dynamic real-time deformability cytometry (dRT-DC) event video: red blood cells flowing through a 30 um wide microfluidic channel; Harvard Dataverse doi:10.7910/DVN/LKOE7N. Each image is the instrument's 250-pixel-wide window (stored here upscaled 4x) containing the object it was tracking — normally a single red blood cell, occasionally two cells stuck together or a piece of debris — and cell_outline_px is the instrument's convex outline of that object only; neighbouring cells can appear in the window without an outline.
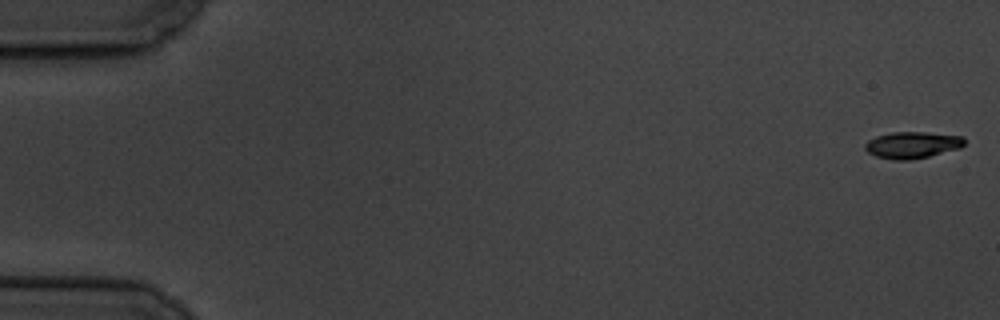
{"species": "common noctule bat (a hibernating species)", "species_latin": "Nyctalus noctula", "temperature_condition": "cold", "stored_images_in_passage": 18, "camera_frame_rate_fps": 3000, "um_per_image_px": 0.085, "animal": {"sex": "male", "body_mass_g": 19.5, "forearm_length_mm": 54.6}, "frame": {"image": 1, "passage_image": 1, "time_ms": 0.0, "image_size_px": [1000, 320], "cell_outline_px": [[964, 144], [960, 148], [912, 160], [892, 160], [876, 156], [868, 152], [864, 148], [864, 144], [868, 140], [876, 136], [892, 132], [924, 132], [964, 136]], "centroid_in_image_um": [77.52, 12.32], "position_along_channel_um": 7.5, "area_um2": 15.43}}
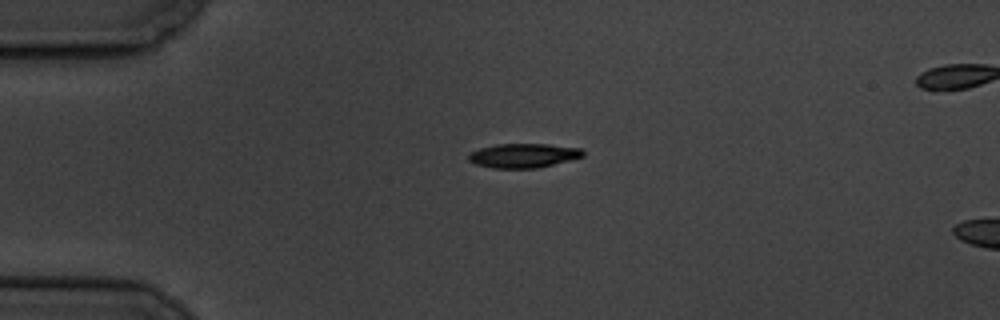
{"frame": {"image": 2, "passage_image": 14, "time_ms": 4.333, "image_size_px": [1000, 320], "cell_outline_px": [[584, 156], [536, 168], [492, 168], [476, 164], [468, 160], [468, 156], [472, 152], [480, 148], [496, 144], [548, 144], [580, 148], [584, 152]], "centroid_in_image_um": [44.47, 13.22], "position_along_channel_um": 40.5, "area_um2": 15.95}}